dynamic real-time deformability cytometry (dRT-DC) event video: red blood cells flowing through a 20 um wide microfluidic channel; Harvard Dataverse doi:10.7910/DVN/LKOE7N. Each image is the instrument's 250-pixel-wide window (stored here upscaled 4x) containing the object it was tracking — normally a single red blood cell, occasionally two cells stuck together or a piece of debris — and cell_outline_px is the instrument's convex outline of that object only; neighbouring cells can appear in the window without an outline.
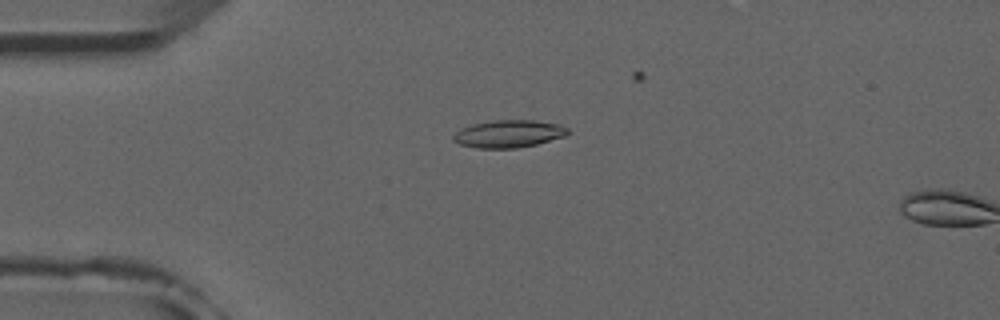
{"species": "common noctule bat (a hibernating species)", "species_latin": "Nyctalus noctula", "temperature_condition": "room temperature", "stored_images_in_passage": 16, "camera_frame_rate_fps": 3000, "um_per_image_px": 0.085, "animal": {"sex": "male", "forearm_length_mm": 52.5}, "frame": {"image": 1, "passage_image": 14, "time_ms": 4.333, "image_size_px": [1000, 320], "cell_outline_px": [[572, 132], [564, 136], [536, 144], [516, 148], [476, 148], [460, 144], [452, 140], [452, 136], [460, 128], [472, 124], [496, 120], [536, 120], [560, 124], [568, 128]], "centroid_in_image_um": [43.24, 11.36], "position_along_channel_um": 41.8, "area_um2": 18.44}}